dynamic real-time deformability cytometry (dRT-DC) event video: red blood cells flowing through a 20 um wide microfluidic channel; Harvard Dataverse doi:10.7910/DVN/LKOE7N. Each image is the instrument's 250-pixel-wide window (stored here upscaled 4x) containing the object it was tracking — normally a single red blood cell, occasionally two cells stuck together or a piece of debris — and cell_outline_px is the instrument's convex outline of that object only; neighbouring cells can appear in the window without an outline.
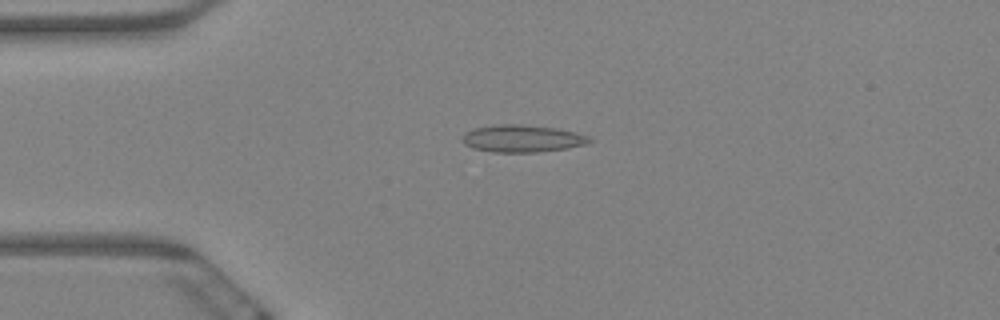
{"species": "Egyptian fruit bat (a non-hibernating species)", "species_latin": "Rousettus aegyptiacus", "temperature_condition": "warm", "stored_images_in_passage": 5, "camera_frame_rate_fps": 3000, "um_per_image_px": 0.085, "animal": {"sex": "female"}, "frame": {"image": 1, "passage_image": 5, "time_ms": 1.333, "image_size_px": [1000, 320], "cell_outline_px": [[592, 140], [588, 144], [568, 148], [536, 152], [492, 152], [472, 148], [464, 144], [460, 140], [464, 132], [476, 128], [496, 124], [524, 124], [556, 128], [576, 132], [588, 136]], "centroid_in_image_um": [44.37, 11.77], "position_along_channel_um": 40.6, "area_um2": 20.4}}